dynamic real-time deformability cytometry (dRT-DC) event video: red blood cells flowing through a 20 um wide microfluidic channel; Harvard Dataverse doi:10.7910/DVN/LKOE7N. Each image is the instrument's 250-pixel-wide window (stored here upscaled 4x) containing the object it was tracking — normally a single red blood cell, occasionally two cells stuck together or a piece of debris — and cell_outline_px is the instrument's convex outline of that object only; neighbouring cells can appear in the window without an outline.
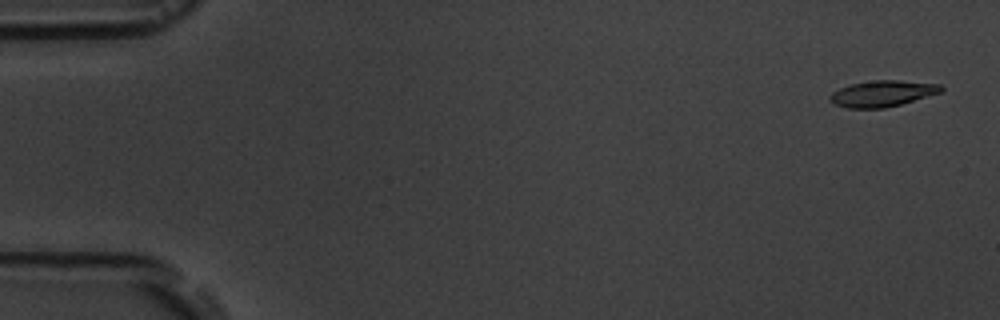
{"species": "common noctule bat (a hibernating species)", "species_latin": "Nyctalus noctula", "temperature_condition": "room temperature", "stored_images_in_passage": 15, "camera_frame_rate_fps": 3000, "um_per_image_px": 0.085, "animal": {"sex": "male", "body_mass_g": 19.5, "forearm_length_mm": 54.6}, "frame": {"image": 1, "passage_image": 1, "time_ms": 0.0, "image_size_px": [1000, 320], "cell_outline_px": [[944, 92], [900, 104], [884, 108], [848, 108], [836, 104], [828, 100], [828, 96], [832, 92], [848, 84], [876, 80], [900, 80], [940, 84], [944, 88]], "centroid_in_image_um": [75.02, 7.94], "position_along_channel_um": 10.0, "area_um2": 17.05}}
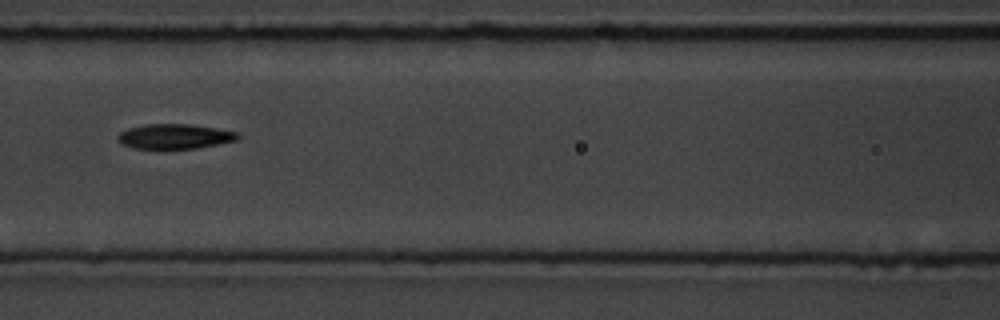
{"frame": {"image": 2, "passage_image": 7, "time_ms": 7.667, "image_size_px": [1000, 320], "cell_outline_px": [[240, 140], [196, 148], [136, 148], [120, 144], [116, 140], [116, 136], [120, 132], [128, 128], [144, 124], [192, 124], [216, 128], [236, 132], [240, 136]], "centroid_in_image_um": [14.83, 11.58], "position_along_channel_um": 151.8, "area_um2": 17.46}}
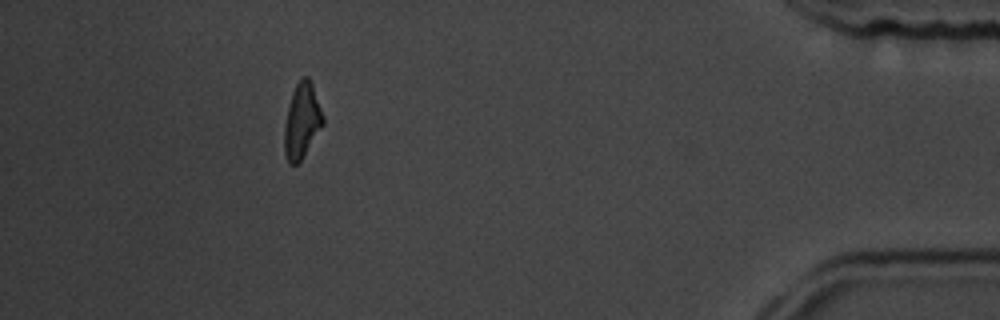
{"frame": {"image": 3, "passage_image": 14, "time_ms": 16.333, "image_size_px": [1000, 320], "cell_outline_px": [[324, 124], [300, 160], [296, 164], [288, 164], [284, 152], [284, 124], [288, 104], [292, 92], [296, 84], [304, 76], [308, 76], [312, 84], [324, 116]], "centroid_in_image_um": [25.65, 10.26], "position_along_channel_um": 409.6, "area_um2": 16.88}, "authors_computed_cell_mechanics": {"area_um2": 17.6868, "velocity_mm_per_s": 3.6249, "shape_relaxation_time_tau1_ms": 3.0784, "shape_relaxation_time_tau2_ms": 2.791, "deformation_change_tau1": 0.1243, "deformation_change_tau2": 0.0963}}